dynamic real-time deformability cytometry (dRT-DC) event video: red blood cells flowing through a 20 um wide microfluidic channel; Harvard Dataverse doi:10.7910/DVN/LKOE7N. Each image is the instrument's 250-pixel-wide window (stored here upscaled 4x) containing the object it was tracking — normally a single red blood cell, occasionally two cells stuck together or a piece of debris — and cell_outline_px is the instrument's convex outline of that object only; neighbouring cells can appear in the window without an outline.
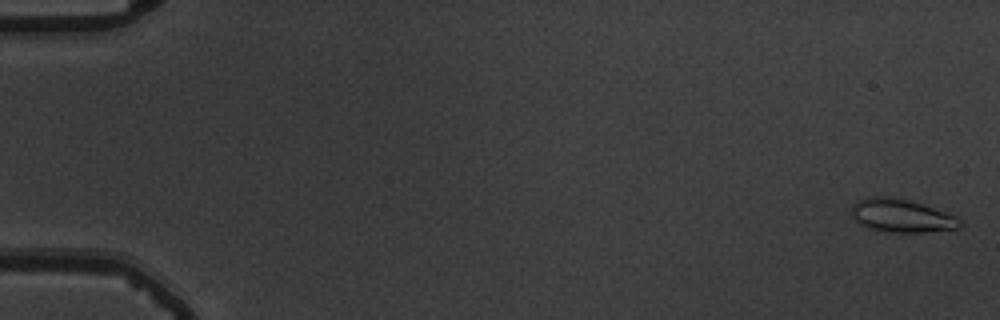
{"species": "common noctule bat (a hibernating species)", "species_latin": "Nyctalus noctula", "temperature_condition": "warm", "stored_images_in_passage": 57, "camera_frame_rate_fps": 3000, "um_per_image_px": 0.085, "animal": {"sex": "male", "body_mass_g": 19.5, "forearm_length_mm": 54.6}, "frame": {"image": 1, "passage_image": 2, "time_ms": 0.333, "image_size_px": [1000, 320], "cell_outline_px": [[964, 224], [956, 228], [924, 232], [888, 232], [868, 228], [852, 220], [848, 212], [852, 204], [856, 200], [868, 196], [896, 196], [912, 200], [956, 216]], "centroid_in_image_um": [76.53, 18.3], "position_along_channel_um": 8.5, "area_um2": 21.56}}
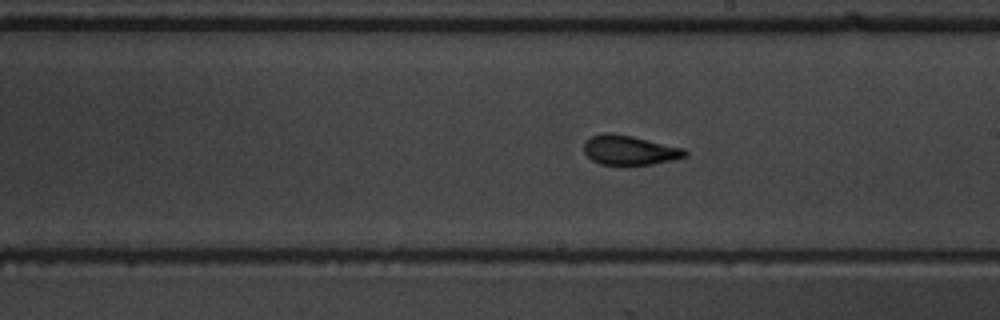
{"frame": {"image": 2, "passage_image": 34, "time_ms": 11.0, "image_size_px": [1000, 320], "cell_outline_px": [[688, 156], [672, 160], [652, 164], [600, 164], [592, 160], [584, 152], [584, 144], [592, 136], [604, 132], [612, 132], [632, 136], [684, 148], [688, 152]], "centroid_in_image_um": [53.53, 12.75], "position_along_channel_um": 235.5, "area_um2": 17.28}}
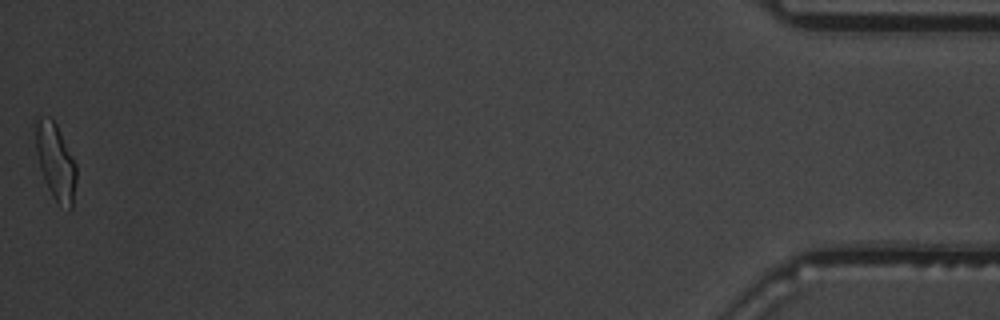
{"frame": {"image": 3, "passage_image": 57, "time_ms": 18.667, "image_size_px": [1000, 320], "cell_outline_px": [[76, 180], [72, 208], [68, 208], [56, 200], [52, 196], [48, 188], [40, 168], [36, 152], [36, 116], [48, 116], [56, 124], [76, 164]], "centroid_in_image_um": [4.72, 13.71], "position_along_channel_um": 430.5, "area_um2": 17.69}, "authors_computed_cell_mechanics": {"area_um2": 17.8602, "velocity_mm_per_s": 3.6905, "shape_relaxation_time_tau1_ms": 4.7654, "shape_relaxation_time_tau2_ms": 1.7499, "deformation_change_tau1": 0.1637, "deformation_change_tau2": 0.0963}}